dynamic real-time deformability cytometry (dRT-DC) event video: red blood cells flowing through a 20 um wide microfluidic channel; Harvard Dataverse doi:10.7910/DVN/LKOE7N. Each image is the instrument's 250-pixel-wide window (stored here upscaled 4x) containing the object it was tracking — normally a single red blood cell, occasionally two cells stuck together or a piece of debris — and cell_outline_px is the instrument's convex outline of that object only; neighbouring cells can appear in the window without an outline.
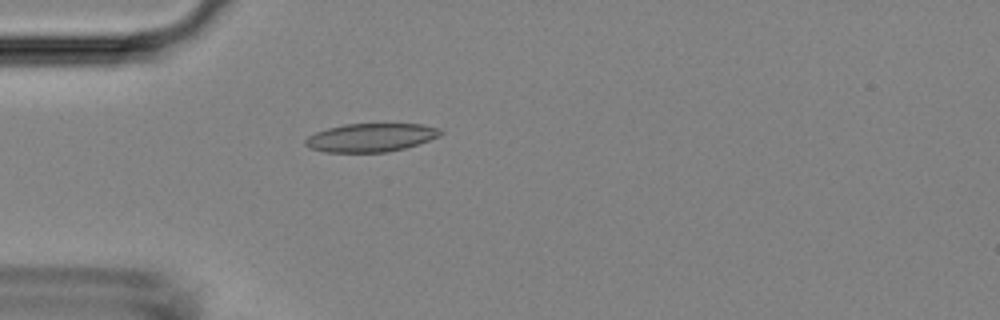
{"species": "Egyptian fruit bat (a non-hibernating species)", "species_latin": "Rousettus aegyptiacus", "temperature_condition": "room temperature", "stored_images_in_passage": 4, "camera_frame_rate_fps": 3000, "um_per_image_px": 0.085, "animal": {"sex": "female"}, "frame": {"image": 1, "passage_image": 4, "time_ms": 3.333, "image_size_px": [1000, 320], "cell_outline_px": [[444, 132], [440, 136], [404, 148], [384, 152], [324, 152], [308, 148], [304, 144], [304, 140], [308, 136], [316, 132], [328, 128], [344, 124], [420, 124], [440, 128]], "centroid_in_image_um": [31.49, 11.69], "position_along_channel_um": 53.5, "area_um2": 22.31}}